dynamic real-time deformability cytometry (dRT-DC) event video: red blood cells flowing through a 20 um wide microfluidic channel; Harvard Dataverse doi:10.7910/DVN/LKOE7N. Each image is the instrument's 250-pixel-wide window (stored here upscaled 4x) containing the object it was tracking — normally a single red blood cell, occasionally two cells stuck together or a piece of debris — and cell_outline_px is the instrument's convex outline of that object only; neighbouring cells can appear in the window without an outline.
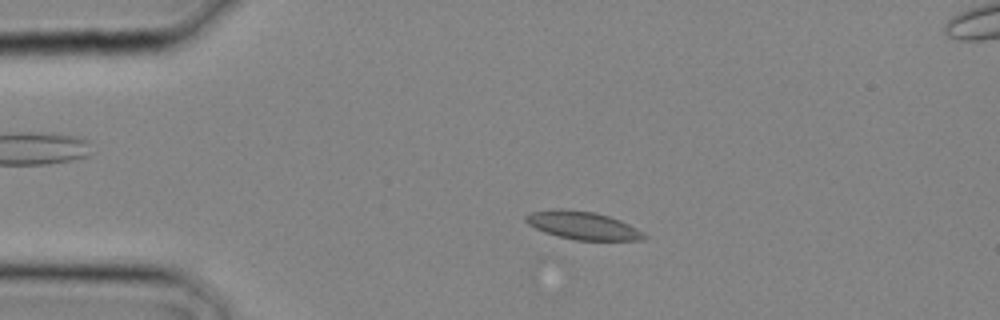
{"species": "common noctule bat (a hibernating species)", "species_latin": "Nyctalus noctula", "temperature_condition": "cold", "stored_images_in_passage": 12, "camera_frame_rate_fps": 3000, "um_per_image_px": 0.085, "animal": {"sex": "male", "body_mass_g": 20.4}, "frame": {"image": 1, "passage_image": 4, "time_ms": 1.0, "image_size_px": [1000, 320], "cell_outline_px": [[648, 236], [644, 240], [576, 240], [556, 236], [544, 232], [528, 224], [524, 220], [524, 216], [528, 212], [552, 208], [560, 208], [596, 212], [620, 220], [636, 228]], "centroid_in_image_um": [49.48, 19.15], "position_along_channel_um": 35.5, "area_um2": 19.54}}
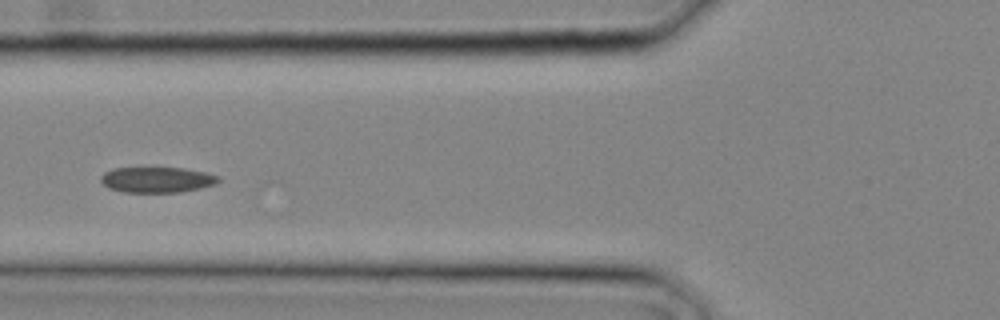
{"frame": {"image": 2, "passage_image": 9, "time_ms": 2.667, "image_size_px": [1000, 320], "cell_outline_px": [[220, 180], [216, 184], [200, 188], [180, 192], [124, 192], [108, 188], [100, 180], [100, 176], [104, 172], [112, 168], [184, 168], [204, 172], [220, 176]], "centroid_in_image_um": [13.34, 15.27], "position_along_channel_um": 112.5, "area_um2": 17.57}}
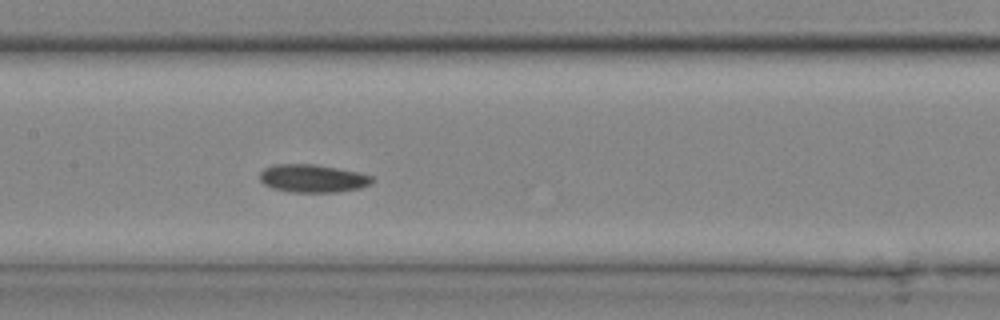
{"frame": {"image": 3, "passage_image": 12, "time_ms": 3.667, "image_size_px": [1000, 320], "cell_outline_px": [[376, 180], [372, 184], [360, 188], [336, 192], [292, 192], [272, 188], [264, 184], [260, 180], [260, 172], [264, 168], [272, 164], [316, 164], [360, 172], [372, 176]], "centroid_in_image_um": [26.61, 15.16], "position_along_channel_um": 180.8, "area_um2": 18.55}}